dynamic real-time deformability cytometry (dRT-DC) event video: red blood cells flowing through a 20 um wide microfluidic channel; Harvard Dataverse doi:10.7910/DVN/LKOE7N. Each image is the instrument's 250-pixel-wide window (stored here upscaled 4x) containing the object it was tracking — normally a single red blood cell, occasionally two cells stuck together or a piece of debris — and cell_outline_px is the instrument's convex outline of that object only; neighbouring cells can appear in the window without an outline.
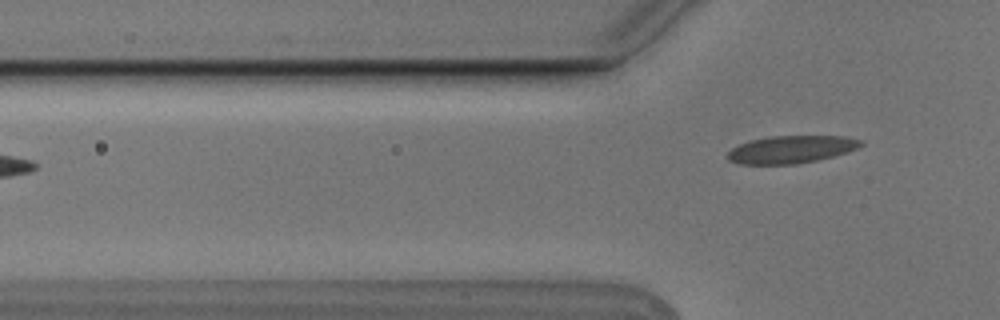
{"species": "Egyptian fruit bat (a non-hibernating species)", "species_latin": "Rousettus aegyptiacus", "temperature_condition": "cold", "stored_images_in_passage": 4, "camera_frame_rate_fps": 3000, "um_per_image_px": 0.085, "animal": {"sex": "male"}, "frame": {"image": 1, "passage_image": 4, "time_ms": 1.0, "image_size_px": [1000, 320], "cell_outline_px": [[864, 144], [856, 148], [832, 156], [816, 160], [796, 164], [740, 164], [728, 160], [728, 152], [732, 148], [740, 144], [752, 140], [772, 136], [844, 136], [864, 140]], "centroid_in_image_um": [67.25, 12.69], "position_along_channel_um": 58.5, "area_um2": 21.15}}